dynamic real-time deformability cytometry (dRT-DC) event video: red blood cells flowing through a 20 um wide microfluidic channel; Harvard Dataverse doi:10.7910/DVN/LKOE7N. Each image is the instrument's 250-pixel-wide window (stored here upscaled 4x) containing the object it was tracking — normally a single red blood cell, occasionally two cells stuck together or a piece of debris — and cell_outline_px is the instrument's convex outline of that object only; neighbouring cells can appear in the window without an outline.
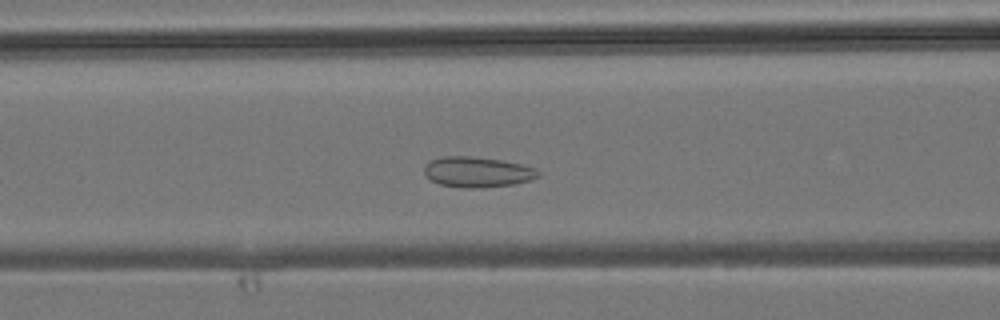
{"species": "common noctule bat (a hibernating species)", "species_latin": "Nyctalus noctula", "temperature_condition": "room temperature", "stored_images_in_passage": 33, "camera_frame_rate_fps": 3000, "um_per_image_px": 0.085, "animal": {"sex": "male", "body_mass_g": 19.2, "forearm_length_mm": 51.8}, "frame": {"image": 1, "passage_image": 10, "time_ms": 3.0, "image_size_px": [1000, 320], "cell_outline_px": [[540, 176], [528, 180], [512, 184], [476, 188], [460, 188], [440, 184], [432, 180], [424, 172], [424, 168], [432, 160], [444, 156], [468, 156], [500, 160], [520, 164], [536, 168], [540, 172]], "centroid_in_image_um": [40.59, 14.62], "position_along_channel_um": 126.0, "area_um2": 19.88}}
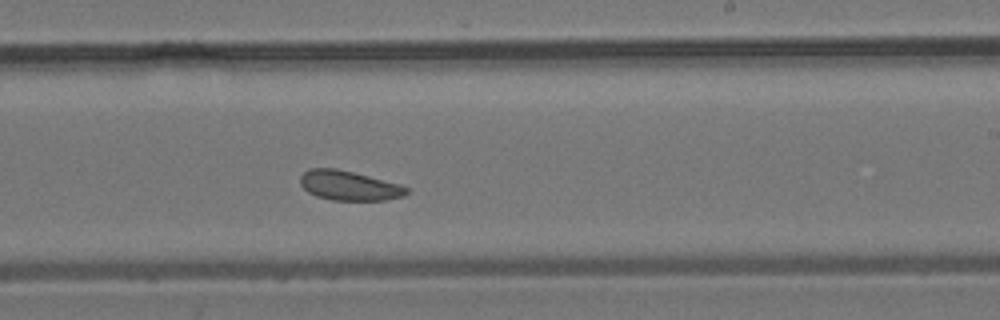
{"frame": {"image": 2, "passage_image": 19, "time_ms": 6.0, "image_size_px": [1000, 320], "cell_outline_px": [[408, 192], [404, 196], [384, 200], [332, 200], [316, 196], [308, 192], [300, 184], [300, 176], [308, 168], [336, 168], [400, 184], [408, 188]], "centroid_in_image_um": [29.64, 15.77], "position_along_channel_um": 259.4, "area_um2": 18.26}}
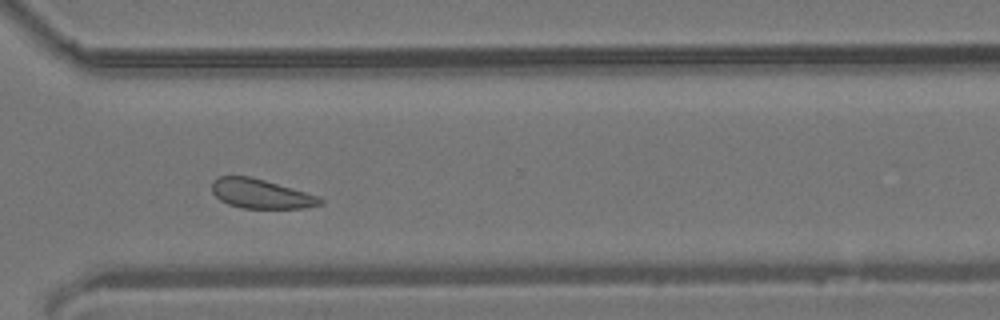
{"frame": {"image": 3, "passage_image": 25, "time_ms": 8.0, "image_size_px": [1000, 320], "cell_outline_px": [[324, 204], [304, 208], [240, 208], [228, 204], [220, 200], [212, 192], [212, 180], [220, 176], [252, 176], [304, 192], [316, 196], [324, 200]], "centroid_in_image_um": [22.14, 16.47], "position_along_channel_um": 348.5, "area_um2": 18.44}}